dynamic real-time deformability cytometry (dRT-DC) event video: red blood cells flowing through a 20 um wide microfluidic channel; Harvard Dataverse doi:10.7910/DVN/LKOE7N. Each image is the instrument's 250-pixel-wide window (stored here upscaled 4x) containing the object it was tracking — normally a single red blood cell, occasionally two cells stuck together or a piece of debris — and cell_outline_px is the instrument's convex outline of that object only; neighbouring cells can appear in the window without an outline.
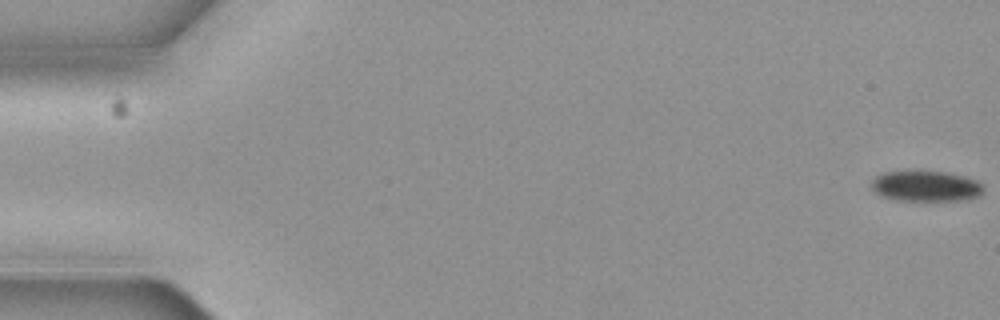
{"species": "common noctule bat (a hibernating species)", "species_latin": "Nyctalus noctula", "temperature_condition": "cold", "stored_images_in_passage": 5, "camera_frame_rate_fps": 3000, "um_per_image_px": 0.085, "animal": {"sex": "female", "body_mass_g": 19.3, "forearm_length_mm": 54.1}, "frame": {"image": 1, "passage_image": 1, "time_ms": 0.0, "image_size_px": [1000, 320], "cell_outline_px": [[984, 188], [980, 196], [960, 200], [896, 200], [880, 196], [872, 188], [872, 180], [876, 176], [884, 172], [908, 168], [920, 168], [944, 172], [964, 176], [976, 180]], "centroid_in_image_um": [78.64, 15.76], "position_along_channel_um": 6.4, "area_um2": 20.69}}